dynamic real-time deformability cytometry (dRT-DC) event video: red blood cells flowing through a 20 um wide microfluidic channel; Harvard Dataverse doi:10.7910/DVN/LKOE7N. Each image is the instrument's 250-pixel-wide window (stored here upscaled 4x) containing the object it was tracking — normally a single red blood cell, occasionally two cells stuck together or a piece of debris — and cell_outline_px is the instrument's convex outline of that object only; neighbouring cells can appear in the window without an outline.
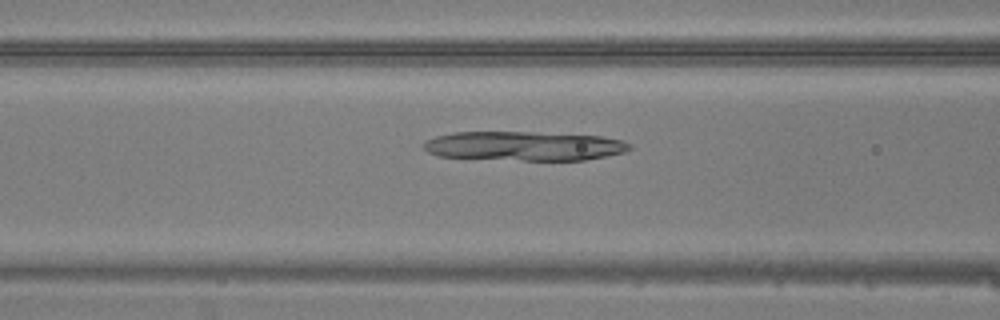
{"species": "common noctule bat (a hibernating species)", "species_latin": "Nyctalus noctula", "temperature_condition": "warm", "stored_images_in_passage": 39, "camera_frame_rate_fps": 3000, "um_per_image_px": 0.085, "animal": {"sex": "male", "body_mass_g": 20.5, "forearm_length_mm": 52.5}, "frame": {"image": 1, "passage_image": 11, "time_ms": 3.333, "image_size_px": [1000, 320], "cell_outline_px": [[632, 148], [624, 152], [584, 160], [524, 160], [436, 156], [428, 152], [420, 144], [424, 140], [436, 136], [452, 132], [532, 132], [600, 136], [624, 140], [632, 144]], "centroid_in_image_um": [44.53, 12.4], "position_along_channel_um": 122.1, "area_um2": 35.2}}
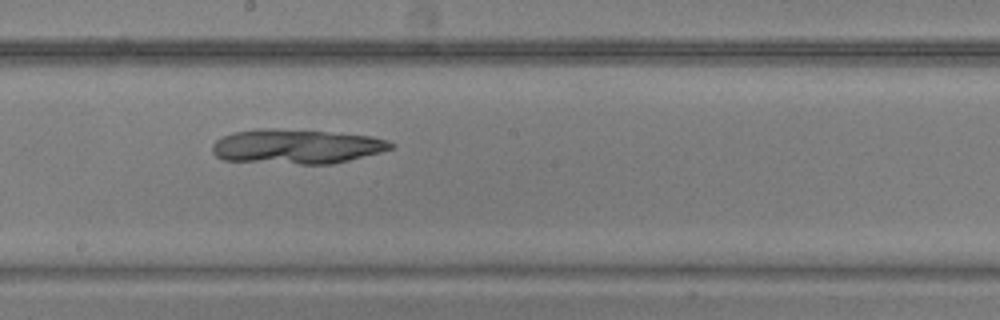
{"frame": {"image": 2, "passage_image": 18, "time_ms": 5.667, "image_size_px": [1000, 320], "cell_outline_px": [[396, 144], [392, 148], [380, 152], [332, 164], [300, 164], [224, 160], [216, 156], [212, 152], [212, 144], [216, 140], [232, 132], [256, 128], [276, 128], [328, 132], [372, 136], [388, 140]], "centroid_in_image_um": [25.18, 12.44], "position_along_channel_um": 223.0, "area_um2": 36.01}}
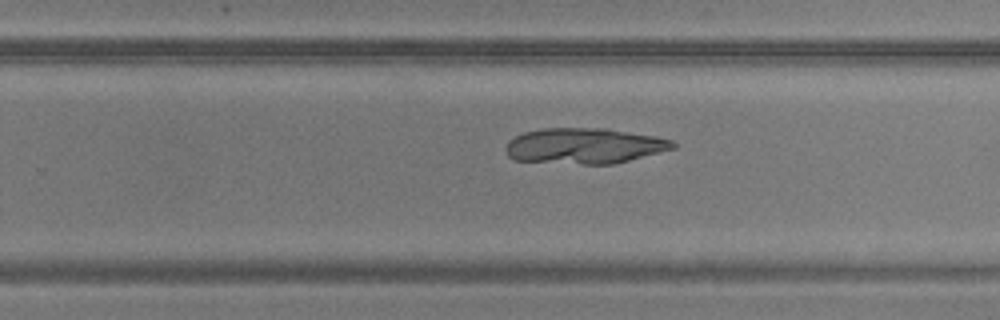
{"frame": {"image": 3, "passage_image": 22, "time_ms": 7.0, "image_size_px": [1000, 320], "cell_outline_px": [[676, 148], [612, 164], [584, 164], [512, 160], [508, 156], [504, 148], [508, 140], [524, 132], [544, 128], [608, 128], [656, 136], [672, 140], [676, 144]], "centroid_in_image_um": [49.65, 12.39], "position_along_channel_um": 280.1, "area_um2": 34.85}}